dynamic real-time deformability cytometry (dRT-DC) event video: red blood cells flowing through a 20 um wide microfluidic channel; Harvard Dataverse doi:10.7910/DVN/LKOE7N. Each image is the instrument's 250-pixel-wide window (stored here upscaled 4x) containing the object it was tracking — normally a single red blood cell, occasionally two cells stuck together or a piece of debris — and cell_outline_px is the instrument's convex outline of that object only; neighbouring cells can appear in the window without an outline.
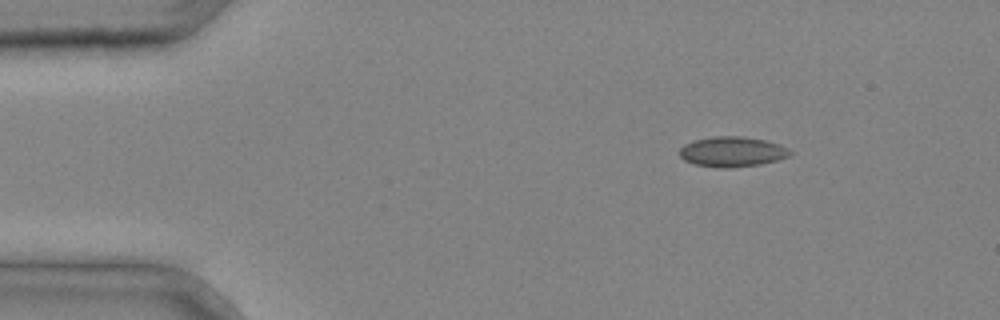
{"species": "common noctule bat (a hibernating species)", "species_latin": "Nyctalus noctula", "temperature_condition": "cold", "stored_images_in_passage": 3, "camera_frame_rate_fps": 3000, "um_per_image_px": 0.085, "animal": {"sex": "male", "body_mass_g": 20.4}, "frame": {"image": 1, "passage_image": 1, "time_ms": 0.0, "image_size_px": [1000, 320], "cell_outline_px": [[792, 152], [788, 156], [776, 160], [760, 164], [732, 168], [716, 168], [696, 164], [684, 160], [680, 156], [680, 148], [684, 144], [696, 140], [716, 136], [740, 136], [764, 140], [780, 144], [788, 148]], "centroid_in_image_um": [62.23, 12.9], "position_along_channel_um": 22.8, "area_um2": 19.31}}